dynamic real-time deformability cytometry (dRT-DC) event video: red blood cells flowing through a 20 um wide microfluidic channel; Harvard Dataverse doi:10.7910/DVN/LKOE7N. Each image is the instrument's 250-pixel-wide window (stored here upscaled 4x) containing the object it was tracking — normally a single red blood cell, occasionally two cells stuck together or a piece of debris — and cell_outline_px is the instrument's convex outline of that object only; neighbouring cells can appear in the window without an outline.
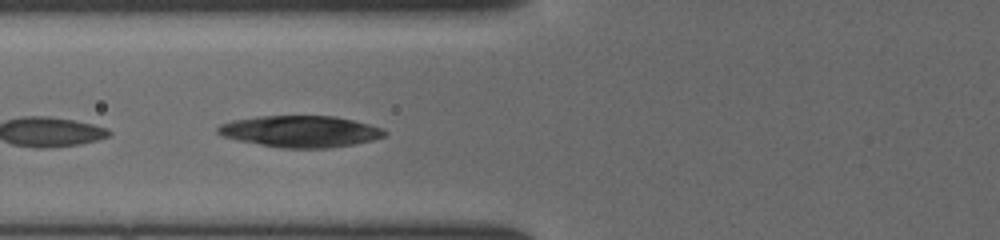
{"species": "common noctule bat (a hibernating species)", "species_latin": "Nyctalus noctula", "temperature_condition": "cold", "stored_images_in_passage": 22, "camera_frame_rate_fps": 3000, "um_per_image_px": 0.085, "animal": {"sex": "female", "body_mass_g": 19.5, "forearm_length_mm": 54.1}, "frame": {"image": 1, "passage_image": 16, "time_ms": 5.0, "image_size_px": [1000, 240], "cell_outline_px": [[388, 132], [384, 136], [372, 140], [352, 144], [328, 148], [280, 148], [236, 140], [220, 136], [216, 132], [216, 128], [220, 124], [232, 120], [256, 116], [336, 116], [384, 128]], "centroid_in_image_um": [25.48, 11.17], "position_along_channel_um": 100.3, "area_um2": 30.81}}